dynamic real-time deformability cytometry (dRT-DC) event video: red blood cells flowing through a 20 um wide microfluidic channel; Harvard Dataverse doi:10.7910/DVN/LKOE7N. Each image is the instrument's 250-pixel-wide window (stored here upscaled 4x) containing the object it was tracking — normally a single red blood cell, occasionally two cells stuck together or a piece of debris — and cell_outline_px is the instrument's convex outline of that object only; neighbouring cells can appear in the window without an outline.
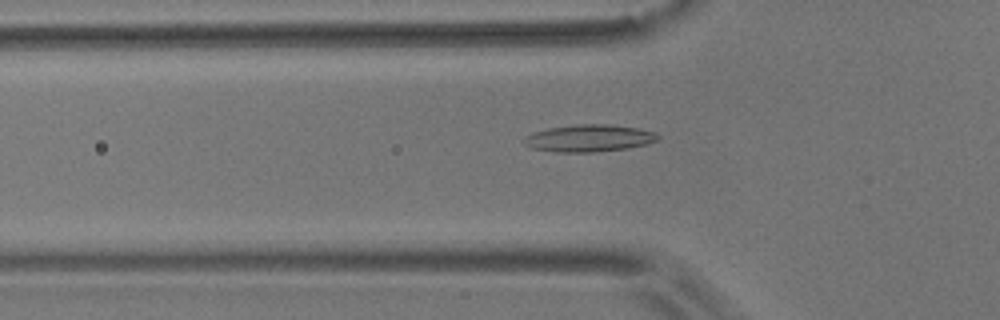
{"species": "common noctule bat (a hibernating species)", "species_latin": "Nyctalus noctula", "temperature_condition": "room temperature", "stored_images_in_passage": 41, "camera_frame_rate_fps": 3000, "um_per_image_px": 0.085, "animal": {"sex": "male", "body_mass_g": 17.9}, "frame": {"image": 1, "passage_image": 9, "time_ms": 2.667, "image_size_px": [1000, 320], "cell_outline_px": [[660, 136], [656, 140], [648, 144], [628, 148], [592, 152], [556, 152], [528, 148], [524, 144], [524, 136], [548, 128], [580, 124], [608, 124], [640, 128], [656, 132]], "centroid_in_image_um": [50.08, 11.75], "position_along_channel_um": 75.7, "area_um2": 21.27}}
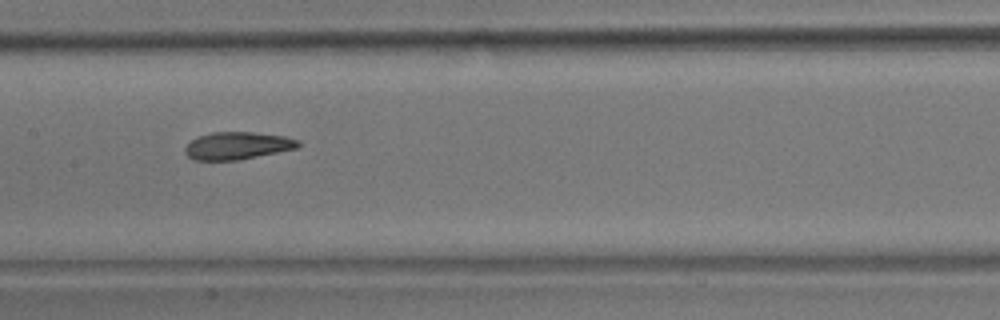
{"frame": {"image": 2, "passage_image": 18, "time_ms": 5.667, "image_size_px": [1000, 320], "cell_outline_px": [[300, 144], [296, 148], [240, 160], [192, 160], [184, 152], [184, 148], [196, 136], [212, 132], [252, 132], [284, 136], [300, 140]], "centroid_in_image_um": [20.15, 12.38], "position_along_channel_um": 187.3, "area_um2": 18.15}}
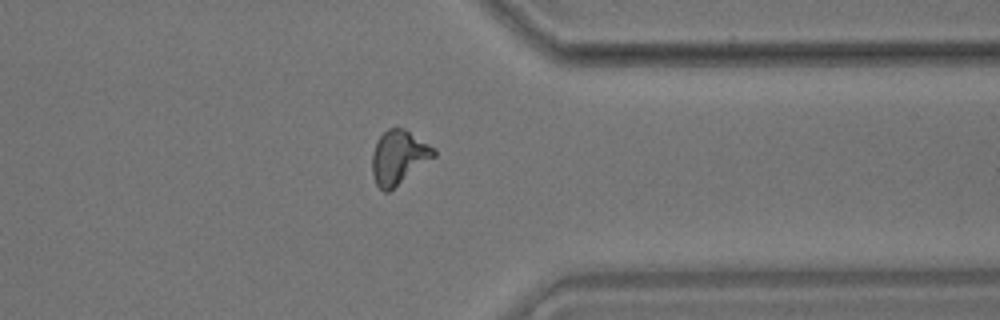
{"frame": {"image": 3, "passage_image": 34, "time_ms": 11.0, "image_size_px": [1000, 320], "cell_outline_px": [[436, 156], [388, 192], [384, 192], [376, 184], [372, 176], [372, 152], [376, 140], [388, 128], [396, 124], [404, 128], [436, 148]], "centroid_in_image_um": [33.88, 13.33], "position_along_channel_um": 377.5, "area_um2": 19.65}, "authors_computed_cell_mechanics": {"area_um2": 18.785, "velocity_mm_per_s": 3.6819, "shape_relaxation_time_tau1_ms": 7.8548, "shape_relaxation_time_tau2_ms": 2.6464, "deformation_change_tau1": 0.202, "deformation_change_tau2": 0.1061}}